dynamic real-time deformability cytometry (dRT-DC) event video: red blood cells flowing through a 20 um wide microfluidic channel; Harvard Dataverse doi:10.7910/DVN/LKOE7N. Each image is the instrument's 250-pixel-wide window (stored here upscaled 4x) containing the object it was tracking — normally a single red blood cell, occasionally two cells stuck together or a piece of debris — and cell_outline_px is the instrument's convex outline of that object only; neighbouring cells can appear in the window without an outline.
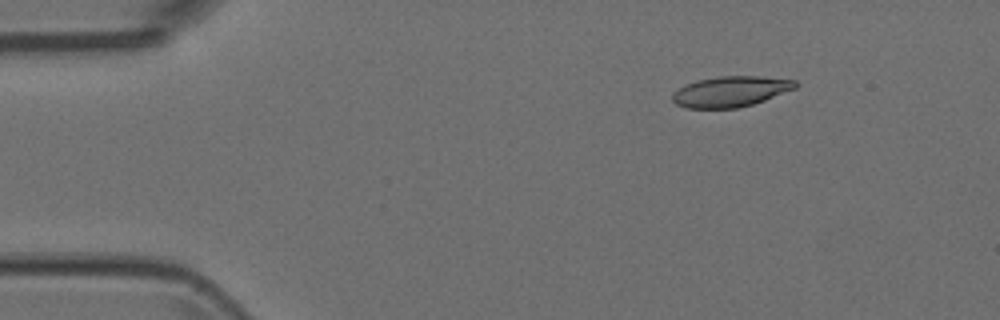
{"species": "Egyptian fruit bat (a non-hibernating species)", "species_latin": "Rousettus aegyptiacus", "temperature_condition": "room temperature", "stored_images_in_passage": 4, "camera_frame_rate_fps": 3000, "um_per_image_px": 0.085, "animal": {"sex": "female"}, "frame": {"image": 1, "passage_image": 2, "time_ms": 0.333, "image_size_px": [1000, 320], "cell_outline_px": [[800, 84], [796, 88], [764, 100], [752, 104], [736, 108], [688, 108], [676, 104], [672, 100], [672, 92], [684, 84], [696, 80], [720, 76], [760, 76], [796, 80]], "centroid_in_image_um": [62.09, 7.77], "position_along_channel_um": 22.9, "area_um2": 22.02}}